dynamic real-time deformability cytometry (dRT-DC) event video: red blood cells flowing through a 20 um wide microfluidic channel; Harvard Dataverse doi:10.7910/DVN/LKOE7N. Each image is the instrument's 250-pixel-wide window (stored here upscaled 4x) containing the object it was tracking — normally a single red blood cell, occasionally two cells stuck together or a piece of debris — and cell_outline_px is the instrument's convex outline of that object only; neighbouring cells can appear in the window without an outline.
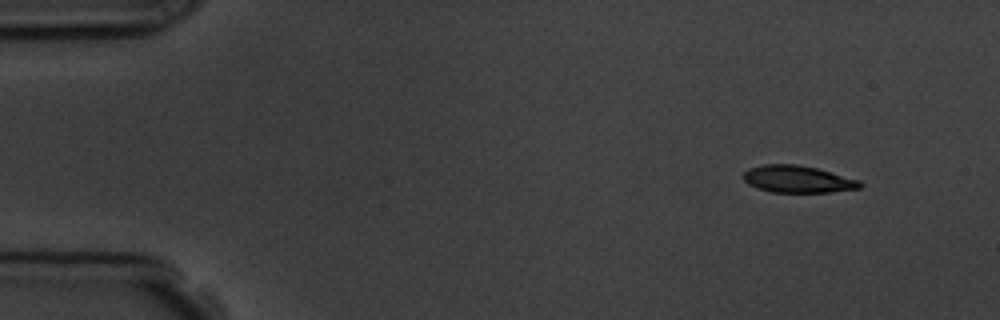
{"species": "common noctule bat (a hibernating species)", "species_latin": "Nyctalus noctula", "temperature_condition": "room temperature", "stored_images_in_passage": 4, "camera_frame_rate_fps": 3000, "um_per_image_px": 0.085, "animal": {"sex": "male", "body_mass_g": 19.5, "forearm_length_mm": 54.6}, "frame": {"image": 1, "passage_image": 1, "time_ms": 0.0, "image_size_px": [1000, 320], "cell_outline_px": [[864, 184], [860, 188], [832, 192], [772, 192], [756, 188], [748, 184], [744, 180], [744, 172], [748, 168], [764, 164], [796, 164], [816, 168], [860, 180]], "centroid_in_image_um": [67.8, 15.23], "position_along_channel_um": 17.2, "area_um2": 18.44}}